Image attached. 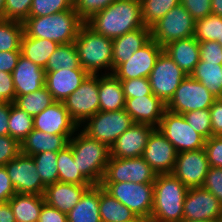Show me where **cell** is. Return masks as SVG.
<instances>
[{"instance_id":"obj_1","label":"cell","mask_w":222,"mask_h":222,"mask_svg":"<svg viewBox=\"0 0 222 222\" xmlns=\"http://www.w3.org/2000/svg\"><path fill=\"white\" fill-rule=\"evenodd\" d=\"M85 24L94 32L112 40L143 28L140 0H115L105 9L91 15Z\"/></svg>"},{"instance_id":"obj_2","label":"cell","mask_w":222,"mask_h":222,"mask_svg":"<svg viewBox=\"0 0 222 222\" xmlns=\"http://www.w3.org/2000/svg\"><path fill=\"white\" fill-rule=\"evenodd\" d=\"M84 23L74 9H69L43 17H28L23 26L28 37L48 39L60 45L74 42Z\"/></svg>"},{"instance_id":"obj_3","label":"cell","mask_w":222,"mask_h":222,"mask_svg":"<svg viewBox=\"0 0 222 222\" xmlns=\"http://www.w3.org/2000/svg\"><path fill=\"white\" fill-rule=\"evenodd\" d=\"M188 188L170 174H157L149 222H181Z\"/></svg>"},{"instance_id":"obj_4","label":"cell","mask_w":222,"mask_h":222,"mask_svg":"<svg viewBox=\"0 0 222 222\" xmlns=\"http://www.w3.org/2000/svg\"><path fill=\"white\" fill-rule=\"evenodd\" d=\"M69 145L79 171L92 185H99L108 164L110 148L84 134L80 128L78 134L69 139Z\"/></svg>"},{"instance_id":"obj_5","label":"cell","mask_w":222,"mask_h":222,"mask_svg":"<svg viewBox=\"0 0 222 222\" xmlns=\"http://www.w3.org/2000/svg\"><path fill=\"white\" fill-rule=\"evenodd\" d=\"M79 63L90 75H98L101 69L113 73L112 39L94 32L85 23L74 41Z\"/></svg>"},{"instance_id":"obj_6","label":"cell","mask_w":222,"mask_h":222,"mask_svg":"<svg viewBox=\"0 0 222 222\" xmlns=\"http://www.w3.org/2000/svg\"><path fill=\"white\" fill-rule=\"evenodd\" d=\"M134 124L132 117L125 111H98L86 119L79 127L87 136L106 144L109 148L128 128Z\"/></svg>"},{"instance_id":"obj_7","label":"cell","mask_w":222,"mask_h":222,"mask_svg":"<svg viewBox=\"0 0 222 222\" xmlns=\"http://www.w3.org/2000/svg\"><path fill=\"white\" fill-rule=\"evenodd\" d=\"M103 189L126 205L137 217L150 220L153 206L154 183H100Z\"/></svg>"},{"instance_id":"obj_8","label":"cell","mask_w":222,"mask_h":222,"mask_svg":"<svg viewBox=\"0 0 222 222\" xmlns=\"http://www.w3.org/2000/svg\"><path fill=\"white\" fill-rule=\"evenodd\" d=\"M194 33L195 20L181 4L151 27V38L163 48L174 41L193 37Z\"/></svg>"},{"instance_id":"obj_9","label":"cell","mask_w":222,"mask_h":222,"mask_svg":"<svg viewBox=\"0 0 222 222\" xmlns=\"http://www.w3.org/2000/svg\"><path fill=\"white\" fill-rule=\"evenodd\" d=\"M157 128L175 147L177 153L196 151L205 146L206 139L197 133L181 114L166 110Z\"/></svg>"},{"instance_id":"obj_10","label":"cell","mask_w":222,"mask_h":222,"mask_svg":"<svg viewBox=\"0 0 222 222\" xmlns=\"http://www.w3.org/2000/svg\"><path fill=\"white\" fill-rule=\"evenodd\" d=\"M216 99L201 82L188 75L166 104V110L183 115L197 109H209Z\"/></svg>"},{"instance_id":"obj_11","label":"cell","mask_w":222,"mask_h":222,"mask_svg":"<svg viewBox=\"0 0 222 222\" xmlns=\"http://www.w3.org/2000/svg\"><path fill=\"white\" fill-rule=\"evenodd\" d=\"M156 173L142 158L109 157L101 183H154Z\"/></svg>"},{"instance_id":"obj_12","label":"cell","mask_w":222,"mask_h":222,"mask_svg":"<svg viewBox=\"0 0 222 222\" xmlns=\"http://www.w3.org/2000/svg\"><path fill=\"white\" fill-rule=\"evenodd\" d=\"M63 104L78 126L100 111L99 75L89 74Z\"/></svg>"},{"instance_id":"obj_13","label":"cell","mask_w":222,"mask_h":222,"mask_svg":"<svg viewBox=\"0 0 222 222\" xmlns=\"http://www.w3.org/2000/svg\"><path fill=\"white\" fill-rule=\"evenodd\" d=\"M187 77L184 71L162 51L148 77L152 93L167 104Z\"/></svg>"},{"instance_id":"obj_14","label":"cell","mask_w":222,"mask_h":222,"mask_svg":"<svg viewBox=\"0 0 222 222\" xmlns=\"http://www.w3.org/2000/svg\"><path fill=\"white\" fill-rule=\"evenodd\" d=\"M5 167L16 193L44 195L46 186L37 173L32 156L20 152Z\"/></svg>"},{"instance_id":"obj_15","label":"cell","mask_w":222,"mask_h":222,"mask_svg":"<svg viewBox=\"0 0 222 222\" xmlns=\"http://www.w3.org/2000/svg\"><path fill=\"white\" fill-rule=\"evenodd\" d=\"M209 168L207 154L203 148L177 153L171 174L188 189L201 188Z\"/></svg>"},{"instance_id":"obj_16","label":"cell","mask_w":222,"mask_h":222,"mask_svg":"<svg viewBox=\"0 0 222 222\" xmlns=\"http://www.w3.org/2000/svg\"><path fill=\"white\" fill-rule=\"evenodd\" d=\"M183 219L222 221V204L211 192L202 188H190L184 200Z\"/></svg>"},{"instance_id":"obj_17","label":"cell","mask_w":222,"mask_h":222,"mask_svg":"<svg viewBox=\"0 0 222 222\" xmlns=\"http://www.w3.org/2000/svg\"><path fill=\"white\" fill-rule=\"evenodd\" d=\"M162 51L163 47L151 38L143 47L138 49L128 61L120 64L113 71V74L119 80L142 77L148 78Z\"/></svg>"},{"instance_id":"obj_18","label":"cell","mask_w":222,"mask_h":222,"mask_svg":"<svg viewBox=\"0 0 222 222\" xmlns=\"http://www.w3.org/2000/svg\"><path fill=\"white\" fill-rule=\"evenodd\" d=\"M177 151L162 132L155 128L150 134L142 158L156 174H170L176 161Z\"/></svg>"},{"instance_id":"obj_19","label":"cell","mask_w":222,"mask_h":222,"mask_svg":"<svg viewBox=\"0 0 222 222\" xmlns=\"http://www.w3.org/2000/svg\"><path fill=\"white\" fill-rule=\"evenodd\" d=\"M34 129L44 133L75 134L79 126L72 119L63 102L55 101L41 113L33 117Z\"/></svg>"},{"instance_id":"obj_20","label":"cell","mask_w":222,"mask_h":222,"mask_svg":"<svg viewBox=\"0 0 222 222\" xmlns=\"http://www.w3.org/2000/svg\"><path fill=\"white\" fill-rule=\"evenodd\" d=\"M155 129L150 124L134 123L110 147V156L117 158L141 157L148 138Z\"/></svg>"},{"instance_id":"obj_21","label":"cell","mask_w":222,"mask_h":222,"mask_svg":"<svg viewBox=\"0 0 222 222\" xmlns=\"http://www.w3.org/2000/svg\"><path fill=\"white\" fill-rule=\"evenodd\" d=\"M125 111L134 123L150 124L157 128L166 111V104L154 95L126 99Z\"/></svg>"},{"instance_id":"obj_22","label":"cell","mask_w":222,"mask_h":222,"mask_svg":"<svg viewBox=\"0 0 222 222\" xmlns=\"http://www.w3.org/2000/svg\"><path fill=\"white\" fill-rule=\"evenodd\" d=\"M89 74L83 68L46 72L45 86L55 101L63 102Z\"/></svg>"},{"instance_id":"obj_23","label":"cell","mask_w":222,"mask_h":222,"mask_svg":"<svg viewBox=\"0 0 222 222\" xmlns=\"http://www.w3.org/2000/svg\"><path fill=\"white\" fill-rule=\"evenodd\" d=\"M16 96L35 92L45 86V69L20 55L12 72Z\"/></svg>"},{"instance_id":"obj_24","label":"cell","mask_w":222,"mask_h":222,"mask_svg":"<svg viewBox=\"0 0 222 222\" xmlns=\"http://www.w3.org/2000/svg\"><path fill=\"white\" fill-rule=\"evenodd\" d=\"M92 185L55 182L45 188V203L67 214L80 201L83 193Z\"/></svg>"},{"instance_id":"obj_25","label":"cell","mask_w":222,"mask_h":222,"mask_svg":"<svg viewBox=\"0 0 222 222\" xmlns=\"http://www.w3.org/2000/svg\"><path fill=\"white\" fill-rule=\"evenodd\" d=\"M151 39V28L143 27L127 32L112 40L113 71Z\"/></svg>"},{"instance_id":"obj_26","label":"cell","mask_w":222,"mask_h":222,"mask_svg":"<svg viewBox=\"0 0 222 222\" xmlns=\"http://www.w3.org/2000/svg\"><path fill=\"white\" fill-rule=\"evenodd\" d=\"M75 134L44 133L33 129L20 143L21 153L33 156L42 152H59L69 145V139Z\"/></svg>"},{"instance_id":"obj_27","label":"cell","mask_w":222,"mask_h":222,"mask_svg":"<svg viewBox=\"0 0 222 222\" xmlns=\"http://www.w3.org/2000/svg\"><path fill=\"white\" fill-rule=\"evenodd\" d=\"M163 51L187 76L193 72L200 60L199 42L194 36L169 43Z\"/></svg>"},{"instance_id":"obj_28","label":"cell","mask_w":222,"mask_h":222,"mask_svg":"<svg viewBox=\"0 0 222 222\" xmlns=\"http://www.w3.org/2000/svg\"><path fill=\"white\" fill-rule=\"evenodd\" d=\"M100 111H119L125 108L121 81L112 73L99 76Z\"/></svg>"},{"instance_id":"obj_29","label":"cell","mask_w":222,"mask_h":222,"mask_svg":"<svg viewBox=\"0 0 222 222\" xmlns=\"http://www.w3.org/2000/svg\"><path fill=\"white\" fill-rule=\"evenodd\" d=\"M68 222H101L99 211V185H92L80 201L67 213Z\"/></svg>"},{"instance_id":"obj_30","label":"cell","mask_w":222,"mask_h":222,"mask_svg":"<svg viewBox=\"0 0 222 222\" xmlns=\"http://www.w3.org/2000/svg\"><path fill=\"white\" fill-rule=\"evenodd\" d=\"M8 203L16 222H38L45 199L43 195L16 193Z\"/></svg>"},{"instance_id":"obj_31","label":"cell","mask_w":222,"mask_h":222,"mask_svg":"<svg viewBox=\"0 0 222 222\" xmlns=\"http://www.w3.org/2000/svg\"><path fill=\"white\" fill-rule=\"evenodd\" d=\"M99 211L101 222H129L137 218L134 212L107 193L100 184Z\"/></svg>"},{"instance_id":"obj_32","label":"cell","mask_w":222,"mask_h":222,"mask_svg":"<svg viewBox=\"0 0 222 222\" xmlns=\"http://www.w3.org/2000/svg\"><path fill=\"white\" fill-rule=\"evenodd\" d=\"M59 44L48 39L28 37L23 33L21 38V55L45 68L48 58L53 54Z\"/></svg>"},{"instance_id":"obj_33","label":"cell","mask_w":222,"mask_h":222,"mask_svg":"<svg viewBox=\"0 0 222 222\" xmlns=\"http://www.w3.org/2000/svg\"><path fill=\"white\" fill-rule=\"evenodd\" d=\"M190 76L201 82L215 98H222V65L199 60Z\"/></svg>"},{"instance_id":"obj_34","label":"cell","mask_w":222,"mask_h":222,"mask_svg":"<svg viewBox=\"0 0 222 222\" xmlns=\"http://www.w3.org/2000/svg\"><path fill=\"white\" fill-rule=\"evenodd\" d=\"M57 169L58 182L92 185L79 171L77 162H74L70 145L57 152Z\"/></svg>"},{"instance_id":"obj_35","label":"cell","mask_w":222,"mask_h":222,"mask_svg":"<svg viewBox=\"0 0 222 222\" xmlns=\"http://www.w3.org/2000/svg\"><path fill=\"white\" fill-rule=\"evenodd\" d=\"M82 68L79 63L78 53L74 42L60 44L53 54L48 58L45 72L58 71L60 69Z\"/></svg>"},{"instance_id":"obj_36","label":"cell","mask_w":222,"mask_h":222,"mask_svg":"<svg viewBox=\"0 0 222 222\" xmlns=\"http://www.w3.org/2000/svg\"><path fill=\"white\" fill-rule=\"evenodd\" d=\"M55 102L52 94L44 86L41 89L21 96H16L14 104L32 117L41 113Z\"/></svg>"},{"instance_id":"obj_37","label":"cell","mask_w":222,"mask_h":222,"mask_svg":"<svg viewBox=\"0 0 222 222\" xmlns=\"http://www.w3.org/2000/svg\"><path fill=\"white\" fill-rule=\"evenodd\" d=\"M142 23L145 27H153L173 7L180 4V0H140Z\"/></svg>"},{"instance_id":"obj_38","label":"cell","mask_w":222,"mask_h":222,"mask_svg":"<svg viewBox=\"0 0 222 222\" xmlns=\"http://www.w3.org/2000/svg\"><path fill=\"white\" fill-rule=\"evenodd\" d=\"M8 128L9 135L21 143L34 129L33 117L14 103H11Z\"/></svg>"},{"instance_id":"obj_39","label":"cell","mask_w":222,"mask_h":222,"mask_svg":"<svg viewBox=\"0 0 222 222\" xmlns=\"http://www.w3.org/2000/svg\"><path fill=\"white\" fill-rule=\"evenodd\" d=\"M24 33L22 22L0 19V52L21 51V38Z\"/></svg>"},{"instance_id":"obj_40","label":"cell","mask_w":222,"mask_h":222,"mask_svg":"<svg viewBox=\"0 0 222 222\" xmlns=\"http://www.w3.org/2000/svg\"><path fill=\"white\" fill-rule=\"evenodd\" d=\"M194 38L198 42L217 41L222 45V17L211 13L196 20Z\"/></svg>"},{"instance_id":"obj_41","label":"cell","mask_w":222,"mask_h":222,"mask_svg":"<svg viewBox=\"0 0 222 222\" xmlns=\"http://www.w3.org/2000/svg\"><path fill=\"white\" fill-rule=\"evenodd\" d=\"M32 157L37 173L45 186L58 182L57 152L46 151L35 154Z\"/></svg>"},{"instance_id":"obj_42","label":"cell","mask_w":222,"mask_h":222,"mask_svg":"<svg viewBox=\"0 0 222 222\" xmlns=\"http://www.w3.org/2000/svg\"><path fill=\"white\" fill-rule=\"evenodd\" d=\"M73 8V0H32L29 17H43Z\"/></svg>"},{"instance_id":"obj_43","label":"cell","mask_w":222,"mask_h":222,"mask_svg":"<svg viewBox=\"0 0 222 222\" xmlns=\"http://www.w3.org/2000/svg\"><path fill=\"white\" fill-rule=\"evenodd\" d=\"M183 116L189 125L206 140L212 137L210 109L189 111L183 114Z\"/></svg>"},{"instance_id":"obj_44","label":"cell","mask_w":222,"mask_h":222,"mask_svg":"<svg viewBox=\"0 0 222 222\" xmlns=\"http://www.w3.org/2000/svg\"><path fill=\"white\" fill-rule=\"evenodd\" d=\"M125 99L137 98L138 96L154 95L148 78L120 80Z\"/></svg>"},{"instance_id":"obj_45","label":"cell","mask_w":222,"mask_h":222,"mask_svg":"<svg viewBox=\"0 0 222 222\" xmlns=\"http://www.w3.org/2000/svg\"><path fill=\"white\" fill-rule=\"evenodd\" d=\"M32 0H5V19L24 22L30 13Z\"/></svg>"},{"instance_id":"obj_46","label":"cell","mask_w":222,"mask_h":222,"mask_svg":"<svg viewBox=\"0 0 222 222\" xmlns=\"http://www.w3.org/2000/svg\"><path fill=\"white\" fill-rule=\"evenodd\" d=\"M115 0H73V8L85 21L91 15L105 9Z\"/></svg>"},{"instance_id":"obj_47","label":"cell","mask_w":222,"mask_h":222,"mask_svg":"<svg viewBox=\"0 0 222 222\" xmlns=\"http://www.w3.org/2000/svg\"><path fill=\"white\" fill-rule=\"evenodd\" d=\"M201 188L211 192L222 204V168L210 167Z\"/></svg>"},{"instance_id":"obj_48","label":"cell","mask_w":222,"mask_h":222,"mask_svg":"<svg viewBox=\"0 0 222 222\" xmlns=\"http://www.w3.org/2000/svg\"><path fill=\"white\" fill-rule=\"evenodd\" d=\"M21 152L20 143L10 135L0 136V166H5Z\"/></svg>"},{"instance_id":"obj_49","label":"cell","mask_w":222,"mask_h":222,"mask_svg":"<svg viewBox=\"0 0 222 222\" xmlns=\"http://www.w3.org/2000/svg\"><path fill=\"white\" fill-rule=\"evenodd\" d=\"M204 150L210 167L222 168V136H212L205 142Z\"/></svg>"},{"instance_id":"obj_50","label":"cell","mask_w":222,"mask_h":222,"mask_svg":"<svg viewBox=\"0 0 222 222\" xmlns=\"http://www.w3.org/2000/svg\"><path fill=\"white\" fill-rule=\"evenodd\" d=\"M200 60L222 65V45L217 41L199 42Z\"/></svg>"},{"instance_id":"obj_51","label":"cell","mask_w":222,"mask_h":222,"mask_svg":"<svg viewBox=\"0 0 222 222\" xmlns=\"http://www.w3.org/2000/svg\"><path fill=\"white\" fill-rule=\"evenodd\" d=\"M180 4L185 7L195 21L212 13L211 0H180Z\"/></svg>"},{"instance_id":"obj_52","label":"cell","mask_w":222,"mask_h":222,"mask_svg":"<svg viewBox=\"0 0 222 222\" xmlns=\"http://www.w3.org/2000/svg\"><path fill=\"white\" fill-rule=\"evenodd\" d=\"M15 99L12 73L0 71V103H14Z\"/></svg>"},{"instance_id":"obj_53","label":"cell","mask_w":222,"mask_h":222,"mask_svg":"<svg viewBox=\"0 0 222 222\" xmlns=\"http://www.w3.org/2000/svg\"><path fill=\"white\" fill-rule=\"evenodd\" d=\"M209 109L212 136H222V98H217Z\"/></svg>"},{"instance_id":"obj_54","label":"cell","mask_w":222,"mask_h":222,"mask_svg":"<svg viewBox=\"0 0 222 222\" xmlns=\"http://www.w3.org/2000/svg\"><path fill=\"white\" fill-rule=\"evenodd\" d=\"M16 191L11 183L5 166H0V203L8 202Z\"/></svg>"},{"instance_id":"obj_55","label":"cell","mask_w":222,"mask_h":222,"mask_svg":"<svg viewBox=\"0 0 222 222\" xmlns=\"http://www.w3.org/2000/svg\"><path fill=\"white\" fill-rule=\"evenodd\" d=\"M38 222H68L67 214L56 208L44 203Z\"/></svg>"},{"instance_id":"obj_56","label":"cell","mask_w":222,"mask_h":222,"mask_svg":"<svg viewBox=\"0 0 222 222\" xmlns=\"http://www.w3.org/2000/svg\"><path fill=\"white\" fill-rule=\"evenodd\" d=\"M21 51L0 52V71L12 73L17 65Z\"/></svg>"},{"instance_id":"obj_57","label":"cell","mask_w":222,"mask_h":222,"mask_svg":"<svg viewBox=\"0 0 222 222\" xmlns=\"http://www.w3.org/2000/svg\"><path fill=\"white\" fill-rule=\"evenodd\" d=\"M11 103H0V136L9 135L8 119Z\"/></svg>"},{"instance_id":"obj_58","label":"cell","mask_w":222,"mask_h":222,"mask_svg":"<svg viewBox=\"0 0 222 222\" xmlns=\"http://www.w3.org/2000/svg\"><path fill=\"white\" fill-rule=\"evenodd\" d=\"M0 222H16L10 204L0 203Z\"/></svg>"},{"instance_id":"obj_59","label":"cell","mask_w":222,"mask_h":222,"mask_svg":"<svg viewBox=\"0 0 222 222\" xmlns=\"http://www.w3.org/2000/svg\"><path fill=\"white\" fill-rule=\"evenodd\" d=\"M212 14L222 17V0H211Z\"/></svg>"},{"instance_id":"obj_60","label":"cell","mask_w":222,"mask_h":222,"mask_svg":"<svg viewBox=\"0 0 222 222\" xmlns=\"http://www.w3.org/2000/svg\"><path fill=\"white\" fill-rule=\"evenodd\" d=\"M0 19H5V0H0Z\"/></svg>"},{"instance_id":"obj_61","label":"cell","mask_w":222,"mask_h":222,"mask_svg":"<svg viewBox=\"0 0 222 222\" xmlns=\"http://www.w3.org/2000/svg\"><path fill=\"white\" fill-rule=\"evenodd\" d=\"M129 222H149L146 219L142 217H137L135 220L129 221Z\"/></svg>"},{"instance_id":"obj_62","label":"cell","mask_w":222,"mask_h":222,"mask_svg":"<svg viewBox=\"0 0 222 222\" xmlns=\"http://www.w3.org/2000/svg\"><path fill=\"white\" fill-rule=\"evenodd\" d=\"M181 222H222V221H192L183 219Z\"/></svg>"}]
</instances>
